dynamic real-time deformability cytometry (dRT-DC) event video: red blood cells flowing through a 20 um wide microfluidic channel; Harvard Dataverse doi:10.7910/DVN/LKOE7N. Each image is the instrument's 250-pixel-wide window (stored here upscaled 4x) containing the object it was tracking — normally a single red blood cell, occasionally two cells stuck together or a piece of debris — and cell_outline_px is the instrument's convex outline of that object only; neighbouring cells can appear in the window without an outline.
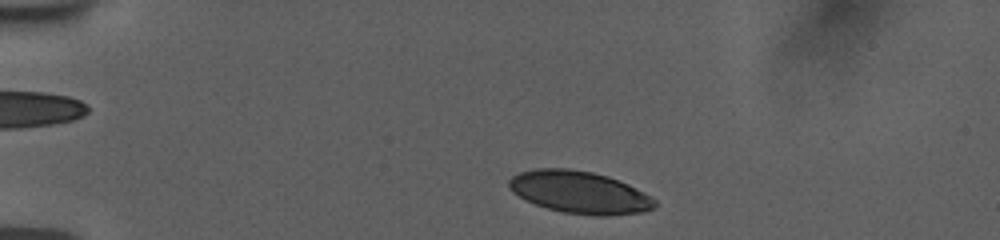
{"species": "human", "species_latin": "Homo sapiens", "temperature_condition": "room temperature", "stored_images_in_passage": 8, "segment_of_instrument_passage": [2, 2], "camera_frame_rate_fps": 3000, "um_per_image_px": 0.085, "donor": {"sex": "female"}, "frame": {"image": 1, "passage_image": 8, "time_ms": 5.333, "image_size_px": [1000, 240], "cell_outline_px": [[656, 208], [644, 212], [608, 216], [596, 216], [564, 212], [548, 208], [524, 200], [512, 192], [508, 184], [508, 180], [512, 176], [520, 172], [536, 168], [568, 168], [592, 172], [608, 176], [628, 184], [656, 200]], "centroid_in_image_um": [49.25, 16.34], "position_along_channel_um": 35.7, "area_um2": 36.01}}